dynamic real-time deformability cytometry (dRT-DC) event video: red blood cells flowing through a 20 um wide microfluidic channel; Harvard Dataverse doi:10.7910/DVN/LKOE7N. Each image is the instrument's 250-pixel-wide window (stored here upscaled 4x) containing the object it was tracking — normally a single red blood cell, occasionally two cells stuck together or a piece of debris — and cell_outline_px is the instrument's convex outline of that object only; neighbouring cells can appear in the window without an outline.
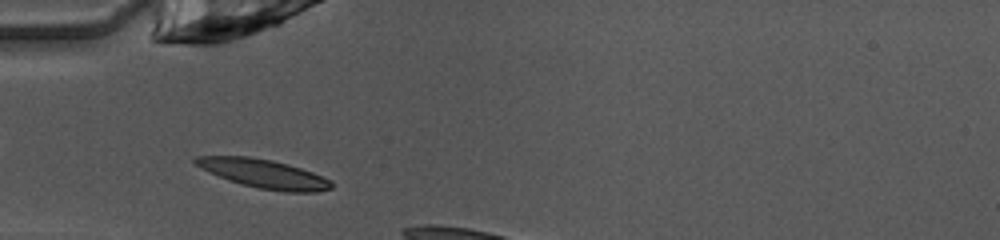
{"species": "common noctule bat (a hibernating species)", "species_latin": "Nyctalus noctula", "temperature_condition": "warm", "stored_images_in_passage": 9, "camera_frame_rate_fps": 3000, "um_per_image_px": 0.085, "animal": {"sex": "female", "body_mass_g": 10.0, "forearm_length_mm": 53.1}, "frame": {"image": 1, "passage_image": 3, "time_ms": 0.667, "image_size_px": [1000, 240], "cell_outline_px": [[332, 188], [316, 192], [288, 192], [260, 188], [240, 184], [228, 180], [208, 172], [196, 164], [192, 160], [196, 156], [248, 156], [272, 160], [288, 164], [312, 172], [332, 180]], "centroid_in_image_um": [22.42, 14.76], "position_along_channel_um": 62.6, "area_um2": 22.72}}
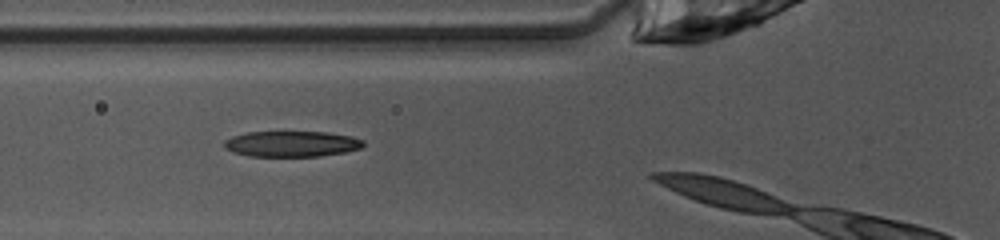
{"frame": {"image": 2, "passage_image": 6, "time_ms": 1.667, "image_size_px": [1000, 240], "cell_outline_px": [[364, 144], [360, 148], [344, 152], [320, 156], [248, 156], [232, 152], [224, 148], [224, 140], [232, 136], [248, 132], [328, 132], [352, 136], [364, 140]], "centroid_in_image_um": [24.77, 12.23], "position_along_channel_um": 101.0, "area_um2": 20.92}}